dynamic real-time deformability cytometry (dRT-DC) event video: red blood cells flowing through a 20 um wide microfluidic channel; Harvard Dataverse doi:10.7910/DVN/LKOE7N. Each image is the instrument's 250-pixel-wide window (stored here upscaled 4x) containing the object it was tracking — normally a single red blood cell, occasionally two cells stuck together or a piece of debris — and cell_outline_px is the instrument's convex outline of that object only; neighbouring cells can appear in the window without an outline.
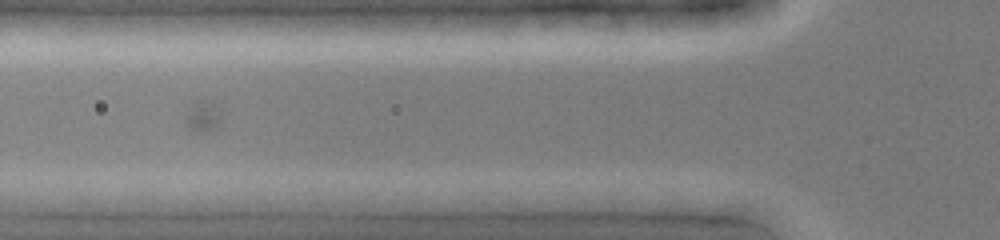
{"species": "common noctule bat (a hibernating species)", "species_latin": "Nyctalus noctula", "temperature_condition": "cold", "stored_images_in_passage": 3, "camera_frame_rate_fps": 3000, "um_per_image_px": 0.085, "animal": {"sex": "female", "body_mass_g": 19.0, "forearm_length_mm": 51.5}, "frame": {"image": 1, "passage_image": 3, "time_ms": 0.667, "image_size_px": [1000, 240], "cell_outline_px": [[612, 204], [608, 212], [592, 212], [400, 200], [460, 192], [492, 192], [612, 200]], "centroid_in_image_um": [44.3, 17.11], "position_along_channel_um": 81.5, "area_um2": 16.99}}